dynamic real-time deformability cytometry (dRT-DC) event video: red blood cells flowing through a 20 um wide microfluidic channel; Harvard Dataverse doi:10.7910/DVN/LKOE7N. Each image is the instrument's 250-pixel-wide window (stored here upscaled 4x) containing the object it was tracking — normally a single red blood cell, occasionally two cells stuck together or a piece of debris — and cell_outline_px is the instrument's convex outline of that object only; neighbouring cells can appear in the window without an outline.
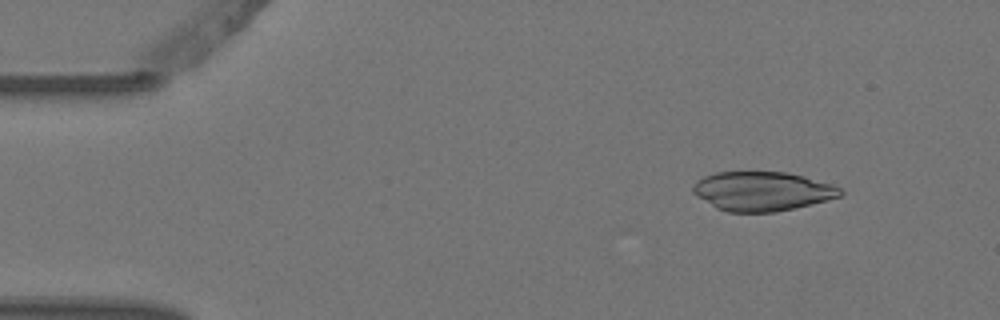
{"species": "Egyptian fruit bat (a non-hibernating species)", "species_latin": "Rousettus aegyptiacus", "temperature_condition": "warm", "stored_images_in_passage": 5, "camera_frame_rate_fps": 3000, "um_per_image_px": 0.085, "animal": {"sex": "female"}, "frame": {"image": 1, "passage_image": 2, "time_ms": 0.333, "image_size_px": [1000, 320], "cell_outline_px": [[844, 192], [840, 196], [828, 200], [776, 212], [728, 212], [716, 208], [696, 196], [692, 192], [692, 188], [696, 180], [704, 176], [716, 172], [788, 172], [804, 176], [832, 184], [840, 188]], "centroid_in_image_um": [64.77, 16.25], "position_along_channel_um": 20.2, "area_um2": 33.76}}